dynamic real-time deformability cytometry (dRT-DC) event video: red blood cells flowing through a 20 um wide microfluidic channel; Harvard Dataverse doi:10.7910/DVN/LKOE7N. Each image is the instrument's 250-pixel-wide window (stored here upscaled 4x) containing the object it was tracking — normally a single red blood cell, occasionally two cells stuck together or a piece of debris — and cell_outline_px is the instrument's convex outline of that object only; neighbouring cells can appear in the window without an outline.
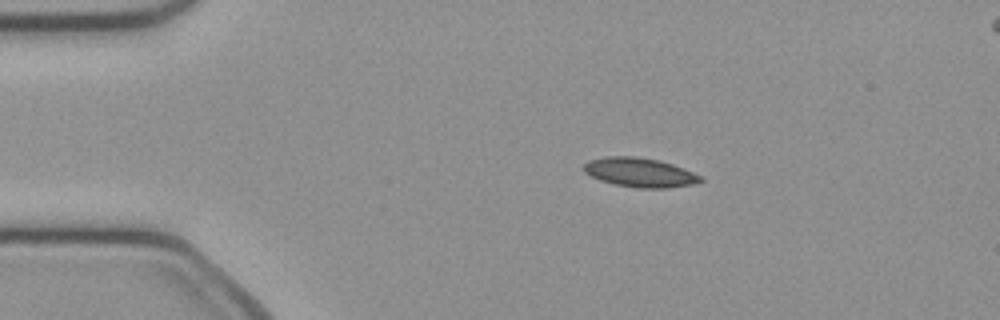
{"species": "common noctule bat (a hibernating species)", "species_latin": "Nyctalus noctula", "temperature_condition": "cold", "stored_images_in_passage": 49, "camera_frame_rate_fps": 3000, "um_per_image_px": 0.085, "animal": {"sex": "female", "body_mass_g": 21.9}, "frame": {"image": 1, "passage_image": 9, "time_ms": 2.667, "image_size_px": [1000, 320], "cell_outline_px": [[700, 180], [680, 184], [624, 184], [608, 180], [596, 176], [588, 172], [588, 168], [600, 160], [648, 160], [664, 164], [676, 168], [696, 176]], "centroid_in_image_um": [54.41, 14.67], "position_along_channel_um": 30.6, "area_um2": 14.45}}
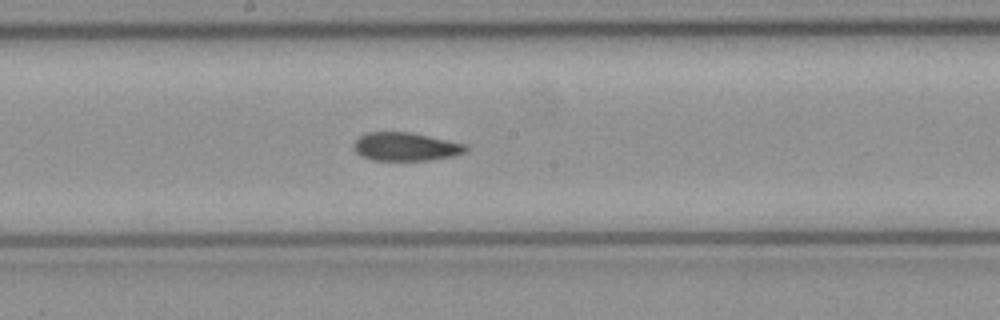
{"frame": {"image": 2, "passage_image": 26, "time_ms": 8.333, "image_size_px": [1000, 320], "cell_outline_px": [[460, 148], [452, 152], [432, 156], [372, 156], [364, 152], [360, 148], [360, 140], [368, 136], [416, 136], [452, 144]], "centroid_in_image_um": [34.38, 12.44], "position_along_channel_um": 213.8, "area_um2": 11.79}}
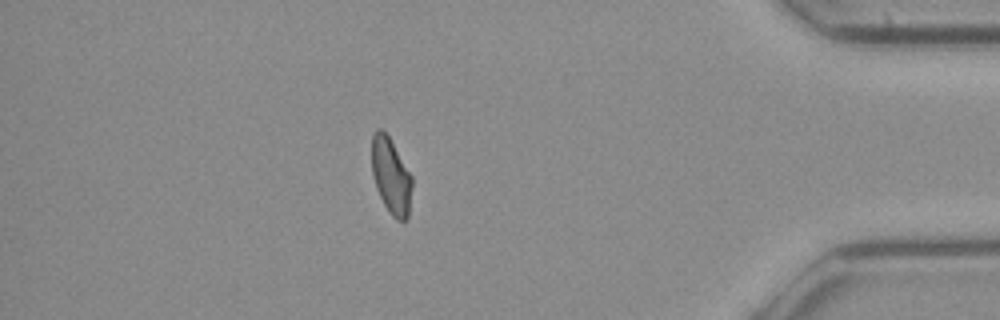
{"frame": {"image": 3, "passage_image": 43, "time_ms": 14.0, "image_size_px": [1000, 320], "cell_outline_px": [[408, 204], [404, 220], [396, 216], [388, 208], [380, 192], [376, 180], [372, 164], [372, 140], [380, 132], [384, 132], [408, 176]], "centroid_in_image_um": [33.16, 14.94], "position_along_channel_um": 402.0, "area_um2": 14.51}, "authors_computed_cell_mechanics": {"area_um2": 14.161, "velocity_mm_per_s": 4.0998, "shape_relaxation_time_tau1_ms": null, "shape_relaxation_time_tau2_ms": 6.2057, "deformation_change_tau1": null, "deformation_change_tau2": 0.1285}}